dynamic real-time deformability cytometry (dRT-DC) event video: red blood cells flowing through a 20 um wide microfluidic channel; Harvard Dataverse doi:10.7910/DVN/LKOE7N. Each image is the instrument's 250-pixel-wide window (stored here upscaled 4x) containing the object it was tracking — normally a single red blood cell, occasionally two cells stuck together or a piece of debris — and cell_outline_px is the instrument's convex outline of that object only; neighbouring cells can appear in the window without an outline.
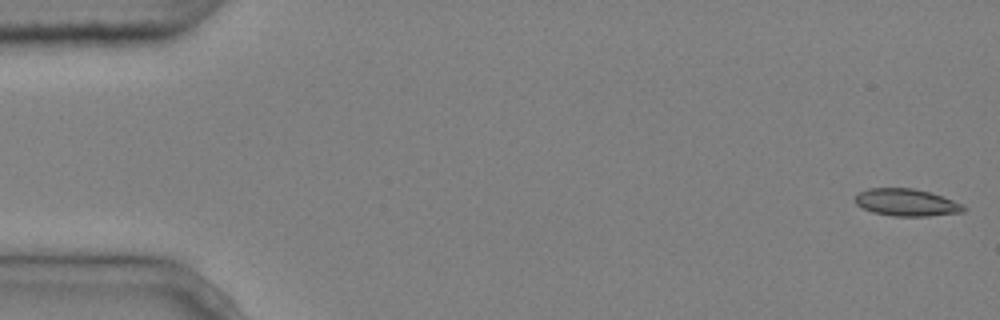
{"species": "common noctule bat (a hibernating species)", "species_latin": "Nyctalus noctula", "temperature_condition": "cold", "stored_images_in_passage": 5, "camera_frame_rate_fps": 3000, "um_per_image_px": 0.085, "animal": {"sex": "male", "body_mass_g": 20.4}, "frame": {"image": 1, "passage_image": 1, "time_ms": 0.0, "image_size_px": [1000, 320], "cell_outline_px": [[968, 208], [964, 212], [928, 216], [892, 216], [872, 212], [856, 204], [856, 196], [860, 192], [868, 188], [912, 188], [928, 192], [964, 204]], "centroid_in_image_um": [77.08, 17.22], "position_along_channel_um": 7.9, "area_um2": 17.11}}
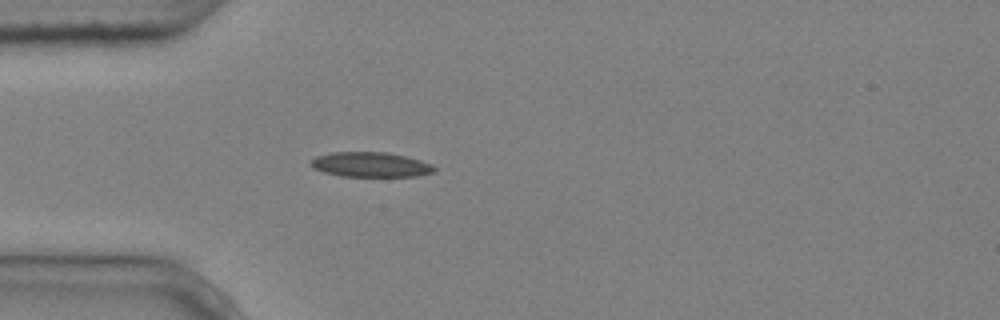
{"frame": {"image": 2, "passage_image": 5, "time_ms": 1.333, "image_size_px": [1000, 320], "cell_outline_px": [[436, 168], [432, 172], [416, 176], [340, 176], [324, 172], [312, 168], [308, 164], [316, 156], [332, 152], [388, 152], [420, 160], [432, 164]], "centroid_in_image_um": [31.46, 13.99], "position_along_channel_um": 53.5, "area_um2": 17.86}}